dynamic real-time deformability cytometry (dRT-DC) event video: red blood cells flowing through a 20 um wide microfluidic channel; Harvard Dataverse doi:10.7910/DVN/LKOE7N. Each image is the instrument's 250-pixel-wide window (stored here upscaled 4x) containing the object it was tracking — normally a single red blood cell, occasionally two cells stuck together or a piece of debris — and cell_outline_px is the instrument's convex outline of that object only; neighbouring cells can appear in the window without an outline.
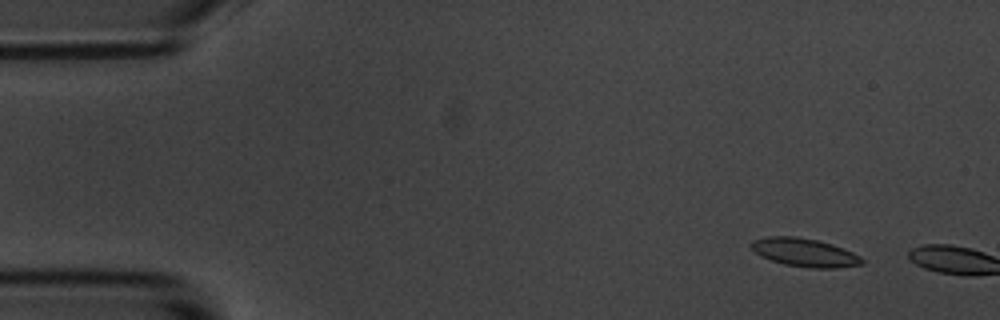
{"species": "common noctule bat (a hibernating species)", "species_latin": "Nyctalus noctula", "temperature_condition": "room temperature", "stored_images_in_passage": 7, "camera_frame_rate_fps": 3000, "um_per_image_px": 0.085, "animal": {"sex": "male", "body_mass_g": 20.1, "forearm_length_mm": 53.5}, "frame": {"image": 1, "passage_image": 5, "time_ms": 1.333, "image_size_px": [1000, 320], "cell_outline_px": [[864, 264], [836, 268], [812, 268], [784, 264], [760, 256], [748, 244], [752, 240], [764, 236], [796, 236], [816, 240], [832, 244], [844, 248], [860, 256], [864, 260]], "centroid_in_image_um": [68.38, 21.45], "position_along_channel_um": 16.6, "area_um2": 18.38}}